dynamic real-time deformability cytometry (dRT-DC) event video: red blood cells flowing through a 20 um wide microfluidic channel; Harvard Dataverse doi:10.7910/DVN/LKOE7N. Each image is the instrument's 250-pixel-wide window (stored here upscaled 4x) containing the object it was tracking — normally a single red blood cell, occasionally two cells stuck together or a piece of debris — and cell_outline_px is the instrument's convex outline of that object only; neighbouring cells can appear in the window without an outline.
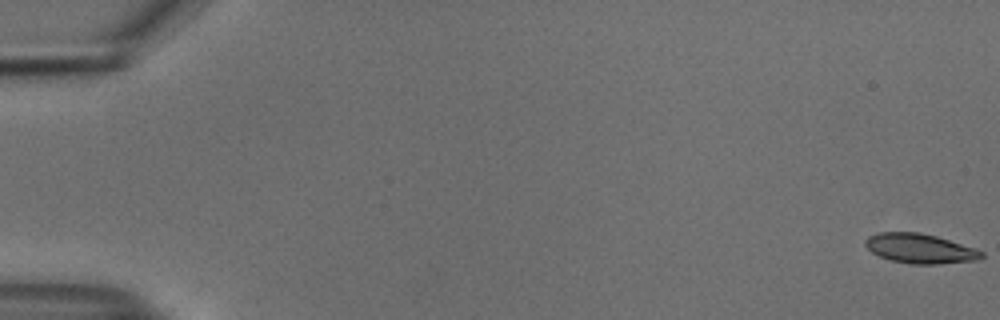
{"species": "common noctule bat (a hibernating species)", "species_latin": "Nyctalus noctula", "temperature_condition": "cold", "stored_images_in_passage": 55, "camera_frame_rate_fps": 3000, "um_per_image_px": 0.085, "animal": {"sex": "male", "body_mass_g": 18.8}, "frame": {"image": 1, "passage_image": 1, "time_ms": 0.0, "image_size_px": [1000, 320], "cell_outline_px": [[984, 256], [980, 260], [940, 264], [912, 264], [892, 260], [880, 256], [872, 252], [864, 244], [864, 240], [868, 236], [876, 232], [920, 232], [936, 236], [976, 248], [984, 252]], "centroid_in_image_um": [78.22, 21.12], "position_along_channel_um": 6.8, "area_um2": 20.23}}
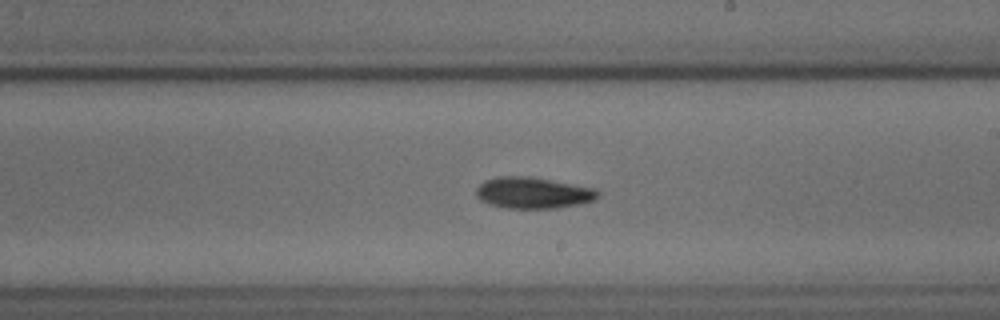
{"frame": {"image": 2, "passage_image": 33, "time_ms": 10.667, "image_size_px": [1000, 320], "cell_outline_px": [[600, 196], [596, 200], [556, 208], [508, 208], [488, 204], [480, 200], [476, 196], [476, 188], [484, 180], [496, 176], [532, 176], [596, 188], [600, 192]], "centroid_in_image_um": [45.31, 16.37], "position_along_channel_um": 243.7, "area_um2": 22.48}}
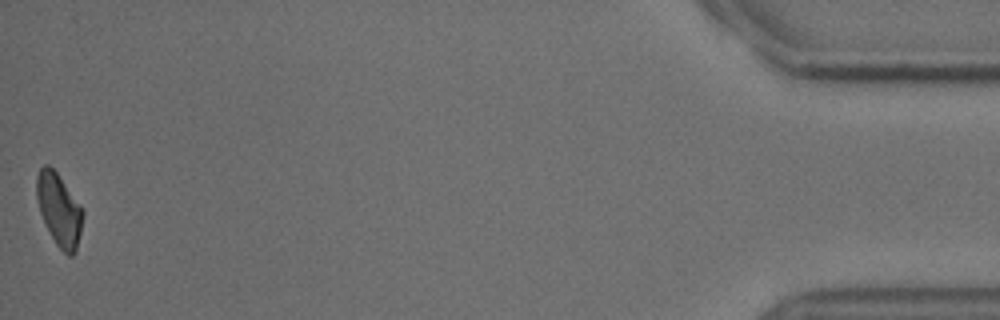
{"frame": {"image": 3, "passage_image": 55, "time_ms": 18.0, "image_size_px": [1000, 320], "cell_outline_px": [[84, 216], [76, 252], [72, 256], [68, 256], [56, 244], [40, 212], [36, 200], [36, 176], [40, 168], [44, 164], [48, 164], [56, 172], [80, 204], [84, 212]], "centroid_in_image_um": [5.03, 17.82], "position_along_channel_um": 430.2, "area_um2": 19.42}, "authors_computed_cell_mechanics": {"area_um2": 20.6924, "velocity_mm_per_s": 3.7404, "shape_relaxation_time_tau1_ms": 3.3926, "shape_relaxation_time_tau2_ms": null, "deformation_change_tau1": 0.1036, "deformation_change_tau2": null}}